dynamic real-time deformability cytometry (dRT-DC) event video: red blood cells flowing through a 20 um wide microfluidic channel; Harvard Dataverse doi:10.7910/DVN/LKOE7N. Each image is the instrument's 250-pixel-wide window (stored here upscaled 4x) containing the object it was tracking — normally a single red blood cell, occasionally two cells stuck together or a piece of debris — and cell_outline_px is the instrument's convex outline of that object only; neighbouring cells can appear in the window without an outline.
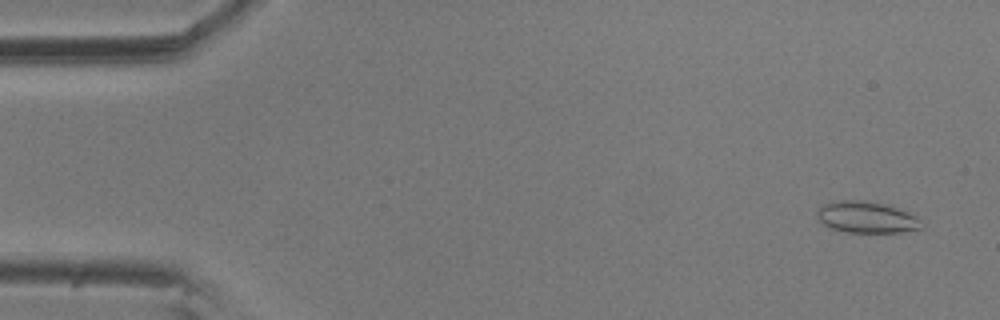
{"species": "common noctule bat (a hibernating species)", "species_latin": "Nyctalus noctula", "temperature_condition": "room temperature", "stored_images_in_passage": 56, "camera_frame_rate_fps": 3000, "um_per_image_px": 0.085, "animal": {"sex": "male", "body_mass_g": 20.5, "forearm_length_mm": 52.5}, "frame": {"image": 1, "passage_image": 3, "time_ms": 0.667, "image_size_px": [1000, 320], "cell_outline_px": [[924, 228], [900, 232], [848, 232], [832, 228], [824, 224], [816, 216], [816, 212], [824, 204], [840, 200], [864, 200], [884, 204], [896, 208], [916, 216], [924, 220]], "centroid_in_image_um": [73.7, 18.47], "position_along_channel_um": 11.3, "area_um2": 19.07}}
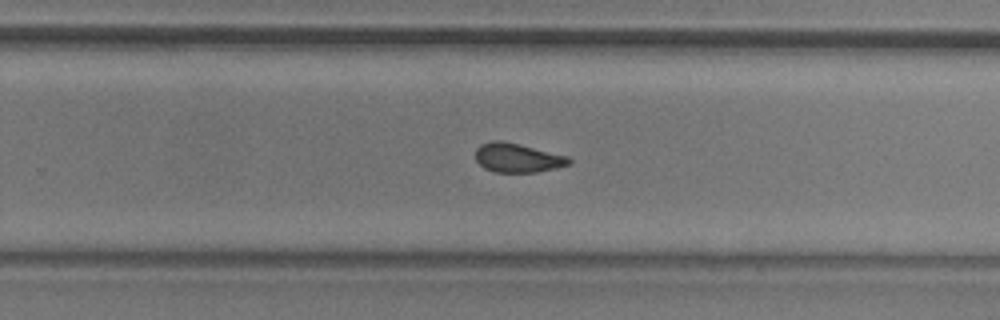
{"frame": {"image": 2, "passage_image": 36, "time_ms": 11.667, "image_size_px": [1000, 320], "cell_outline_px": [[572, 164], [556, 168], [536, 172], [492, 172], [484, 168], [476, 160], [476, 148], [480, 144], [492, 140], [500, 140], [520, 144], [568, 156], [572, 160]], "centroid_in_image_um": [44.0, 13.41], "position_along_channel_um": 285.8, "area_um2": 16.01}}
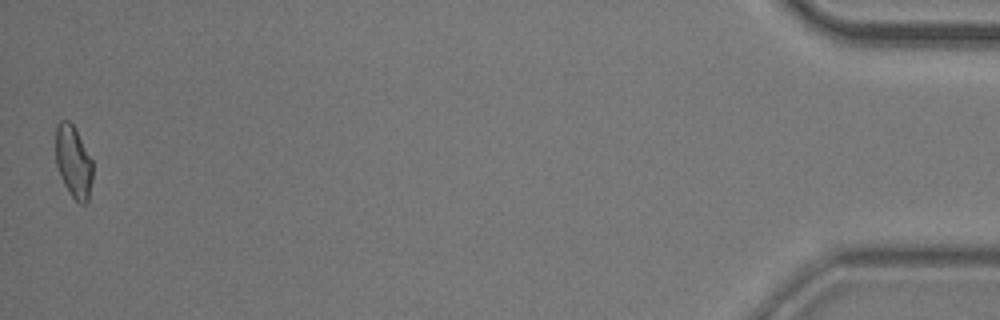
{"frame": {"image": 3, "passage_image": 56, "time_ms": 18.333, "image_size_px": [1000, 320], "cell_outline_px": [[92, 180], [88, 200], [84, 204], [80, 204], [72, 196], [64, 184], [60, 176], [56, 164], [56, 128], [60, 120], [68, 120], [76, 128], [92, 160]], "centroid_in_image_um": [6.24, 13.74], "position_along_channel_um": 429.0, "area_um2": 15.55}, "authors_computed_cell_mechanics": {"area_um2": 16.3863, "velocity_mm_per_s": 3.5748, "shape_relaxation_time_tau1_ms": 8.429, "shape_relaxation_time_tau2_ms": 1.9527, "deformation_change_tau1": 0.1457, "deformation_change_tau2": 0.0897}}